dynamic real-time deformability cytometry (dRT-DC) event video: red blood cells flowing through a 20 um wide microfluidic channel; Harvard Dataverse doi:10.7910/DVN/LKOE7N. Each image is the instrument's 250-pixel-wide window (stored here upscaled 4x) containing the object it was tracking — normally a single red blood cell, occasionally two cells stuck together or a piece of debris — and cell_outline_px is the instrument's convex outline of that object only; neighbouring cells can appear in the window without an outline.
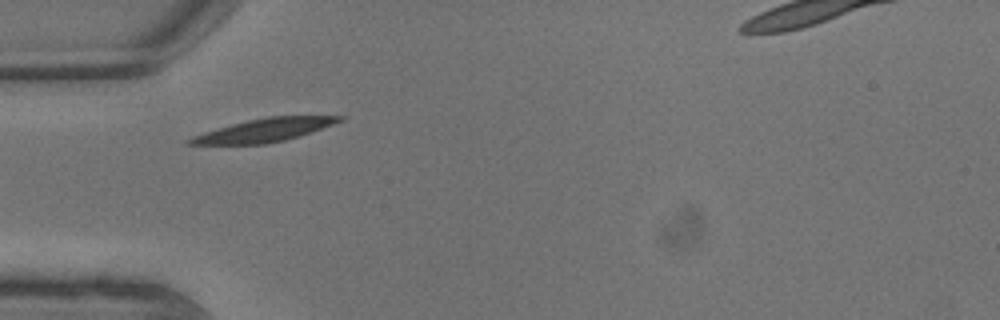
{"species": "common noctule bat (a hibernating species)", "species_latin": "Nyctalus noctula", "temperature_condition": "warm", "stored_images_in_passage": 2, "camera_frame_rate_fps": 3000, "um_per_image_px": 0.085, "animal": {"sex": "male", "body_mass_g": 13.3}, "frame": {"image": 1, "passage_image": 1, "time_ms": 0.0, "image_size_px": [1000, 320], "cell_outline_px": [[344, 120], [300, 136], [284, 140], [264, 144], [184, 144], [184, 140], [192, 136], [204, 132], [232, 124], [248, 120], [268, 116], [344, 116]], "centroid_in_image_um": [22.43, 11.06], "position_along_channel_um": 62.6, "area_um2": 20.06}}
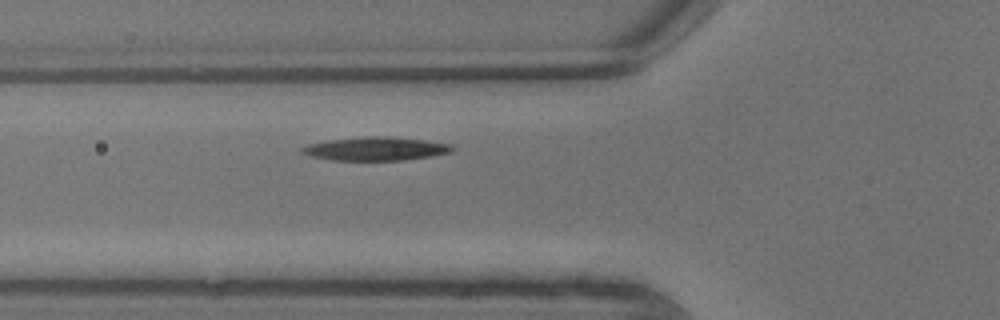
{"frame": {"image": 2, "passage_image": 2, "time_ms": 0.333, "image_size_px": [1000, 320], "cell_outline_px": [[456, 148], [452, 152], [432, 156], [404, 160], [332, 160], [312, 156], [300, 152], [300, 148], [308, 144], [328, 140], [364, 136], [388, 136], [424, 140], [452, 144]], "centroid_in_image_um": [31.96, 12.64], "position_along_channel_um": 93.8, "area_um2": 20.69}}